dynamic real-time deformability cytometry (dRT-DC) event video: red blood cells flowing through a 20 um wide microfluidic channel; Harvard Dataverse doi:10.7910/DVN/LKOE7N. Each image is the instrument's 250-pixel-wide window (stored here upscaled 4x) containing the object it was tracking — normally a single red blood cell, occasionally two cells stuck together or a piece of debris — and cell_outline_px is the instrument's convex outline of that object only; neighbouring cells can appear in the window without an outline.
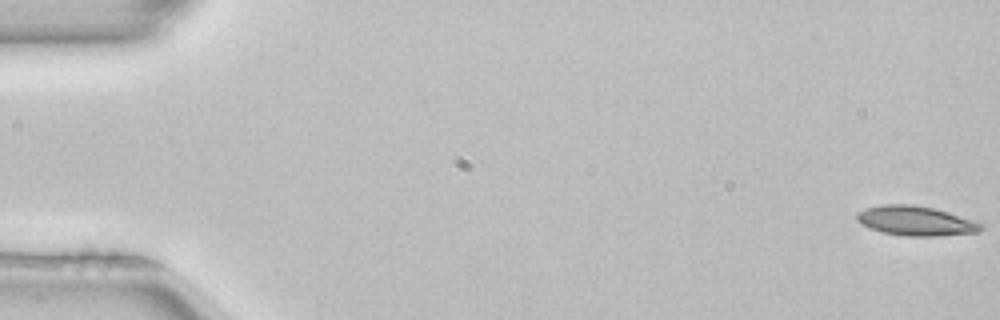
{"species": "common noctule bat (a hibernating species)", "species_latin": "Nyctalus noctula", "temperature_condition": "room temperature", "stored_images_in_passage": 3, "camera_frame_rate_fps": 3000, "um_per_image_px": 0.085, "animal": {"sex": "female", "body_mass_g": 22.7, "forearm_length_mm": 54.2}, "frame": {"image": 1, "passage_image": 1, "time_ms": 0.0, "image_size_px": [1000, 320], "cell_outline_px": [[984, 228], [976, 232], [940, 236], [904, 236], [880, 232], [860, 224], [856, 220], [856, 212], [880, 204], [912, 204], [936, 208], [984, 224]], "centroid_in_image_um": [77.8, 18.77], "position_along_channel_um": 7.2, "area_um2": 21.62}}